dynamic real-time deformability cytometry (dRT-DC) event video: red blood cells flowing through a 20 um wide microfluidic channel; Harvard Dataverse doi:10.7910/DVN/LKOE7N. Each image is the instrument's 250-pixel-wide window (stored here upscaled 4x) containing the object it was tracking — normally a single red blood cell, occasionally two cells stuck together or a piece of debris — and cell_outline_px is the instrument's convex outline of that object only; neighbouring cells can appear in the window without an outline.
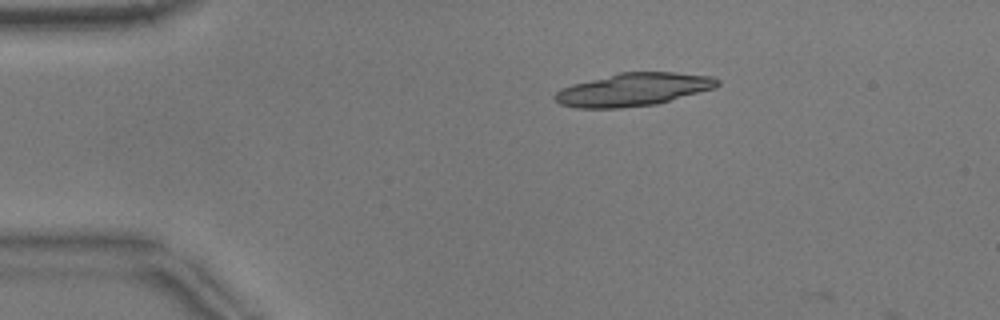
{"species": "common noctule bat (a hibernating species)", "species_latin": "Nyctalus noctula", "temperature_condition": "warm", "stored_images_in_passage": 2, "camera_frame_rate_fps": 3000, "um_per_image_px": 0.085, "animal": {"sex": "male", "body_mass_g": 17.9}, "frame": {"image": 1, "passage_image": 1, "time_ms": 0.0, "image_size_px": [1000, 320], "cell_outline_px": [[720, 84], [716, 88], [656, 104], [620, 108], [576, 108], [560, 104], [552, 96], [556, 92], [572, 84], [620, 72], [672, 72], [712, 76], [720, 80]], "centroid_in_image_um": [53.85, 7.61], "position_along_channel_um": 31.1, "area_um2": 31.15}}